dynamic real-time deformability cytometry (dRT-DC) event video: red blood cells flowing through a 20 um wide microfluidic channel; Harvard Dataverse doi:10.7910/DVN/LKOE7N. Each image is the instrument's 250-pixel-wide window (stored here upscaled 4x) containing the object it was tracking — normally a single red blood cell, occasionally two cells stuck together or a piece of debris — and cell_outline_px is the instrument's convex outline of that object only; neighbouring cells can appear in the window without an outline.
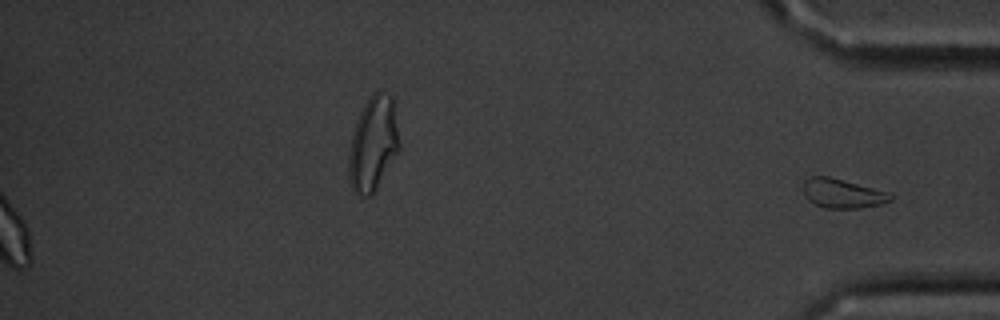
{"species": "common noctule bat (a hibernating species)", "species_latin": "Nyctalus noctula", "temperature_condition": "cold", "stored_images_in_passage": 16, "segment_of_instrument_passage": [2, 2], "camera_frame_rate_fps": 3000, "um_per_image_px": 0.085, "animal": {"sex": "male", "body_mass_g": 20.1, "forearm_length_mm": 53.5}, "frame": {"image": 1, "passage_image": 16, "time_ms": 19.333, "image_size_px": [1000, 320], "cell_outline_px": [[896, 196], [892, 200], [880, 204], [860, 208], [824, 208], [812, 204], [804, 196], [804, 180], [808, 176], [828, 176], [888, 192]], "centroid_in_image_um": [71.59, 16.45], "position_along_channel_um": 363.6, "area_um2": 14.97}}